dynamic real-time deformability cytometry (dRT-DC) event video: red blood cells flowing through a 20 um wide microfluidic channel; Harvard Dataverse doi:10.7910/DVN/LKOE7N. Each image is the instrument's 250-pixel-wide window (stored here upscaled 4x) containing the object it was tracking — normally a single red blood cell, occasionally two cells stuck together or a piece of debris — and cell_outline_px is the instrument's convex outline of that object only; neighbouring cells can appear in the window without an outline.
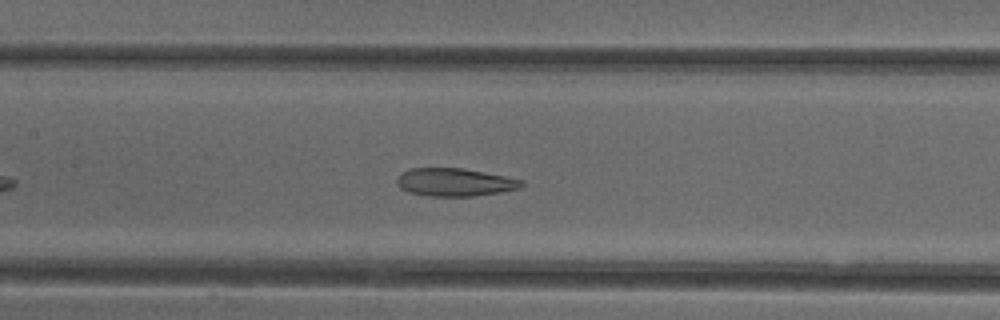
{"species": "common noctule bat (a hibernating species)", "species_latin": "Nyctalus noctula", "temperature_condition": "cold", "stored_images_in_passage": 42, "camera_frame_rate_fps": 3000, "um_per_image_px": 0.085, "animal": {"sex": "female"}, "frame": {"image": 1, "passage_image": 14, "time_ms": 4.333, "image_size_px": [1000, 320], "cell_outline_px": [[524, 184], [520, 188], [500, 192], [472, 196], [428, 196], [408, 192], [400, 188], [396, 184], [396, 180], [400, 172], [408, 168], [460, 168], [484, 172], [524, 180]], "centroid_in_image_um": [38.61, 15.48], "position_along_channel_um": 168.8, "area_um2": 20.4}}
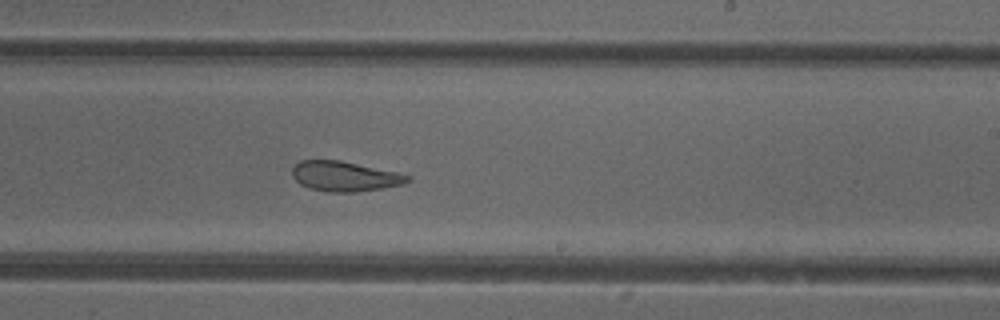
{"frame": {"image": 2, "passage_image": 21, "time_ms": 6.667, "image_size_px": [1000, 320], "cell_outline_px": [[412, 180], [404, 184], [384, 188], [356, 192], [328, 192], [308, 188], [300, 184], [292, 176], [292, 168], [300, 160], [340, 160], [396, 172], [412, 176]], "centroid_in_image_um": [29.31, 14.99], "position_along_channel_um": 259.7, "area_um2": 20.29}}
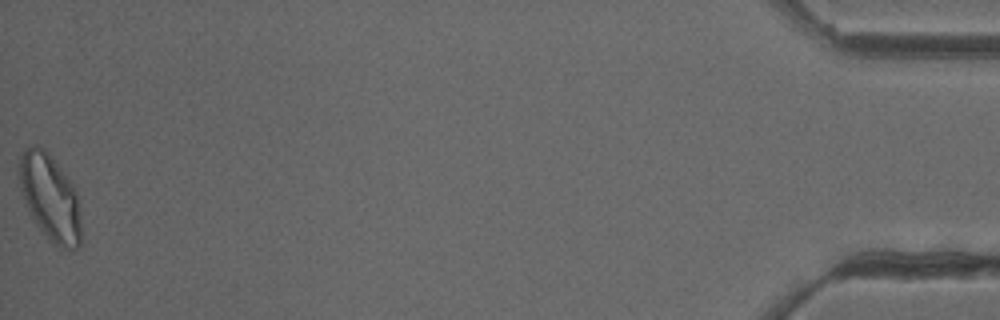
{"frame": {"image": 3, "passage_image": 42, "time_ms": 13.667, "image_size_px": [1000, 320], "cell_outline_px": [[80, 248], [60, 248], [52, 244], [48, 240], [36, 224], [28, 212], [20, 188], [20, 156], [24, 148], [44, 148], [48, 152], [72, 184], [76, 192], [80, 212]], "centroid_in_image_um": [4.26, 16.85], "position_along_channel_um": 430.9, "area_um2": 30.81}, "authors_computed_cell_mechanics": {"area_um2": 23.0622, "velocity_mm_per_s": 3.9262, "shape_relaxation_time_tau1_ms": null, "shape_relaxation_time_tau2_ms": 2.4581, "deformation_change_tau1": null, "deformation_change_tau2": 0.1069}}